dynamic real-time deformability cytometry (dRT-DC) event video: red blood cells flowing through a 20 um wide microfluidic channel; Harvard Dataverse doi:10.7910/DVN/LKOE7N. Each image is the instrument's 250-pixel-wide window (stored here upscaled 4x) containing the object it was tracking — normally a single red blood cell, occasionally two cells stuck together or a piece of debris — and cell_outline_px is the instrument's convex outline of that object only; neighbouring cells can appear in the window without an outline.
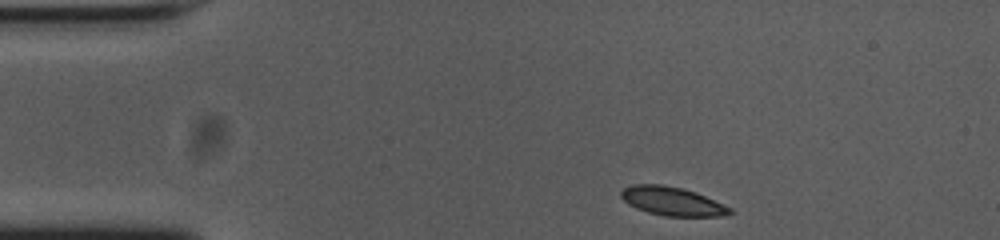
{"species": "common noctule bat (a hibernating species)", "species_latin": "Nyctalus noctula", "temperature_condition": "cold", "stored_images_in_passage": 46, "camera_frame_rate_fps": 3000, "um_per_image_px": 0.085, "animal": {"sex": "female", "body_mass_g": 23.0, "forearm_length_mm": 53.4}, "frame": {"image": 1, "passage_image": 1, "time_ms": 0.0, "image_size_px": [1000, 240], "cell_outline_px": [[732, 212], [724, 216], [664, 216], [648, 212], [636, 208], [628, 204], [620, 196], [620, 192], [624, 188], [632, 184], [660, 184], [680, 188], [696, 192], [732, 208]], "centroid_in_image_um": [57.12, 17.1], "position_along_channel_um": 27.9, "area_um2": 18.09}}
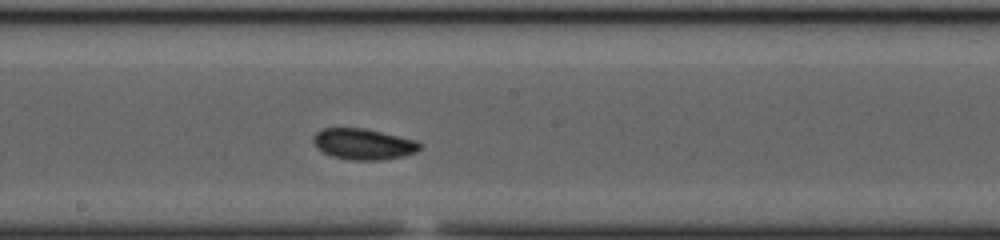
{"frame": {"image": 2, "passage_image": 21, "time_ms": 6.667, "image_size_px": [1000, 240], "cell_outline_px": [[420, 148], [416, 152], [404, 156], [380, 160], [352, 160], [332, 156], [316, 148], [312, 140], [312, 136], [320, 128], [364, 128], [416, 140], [420, 144]], "centroid_in_image_um": [30.85, 12.24], "position_along_channel_um": 217.4, "area_um2": 19.25}}
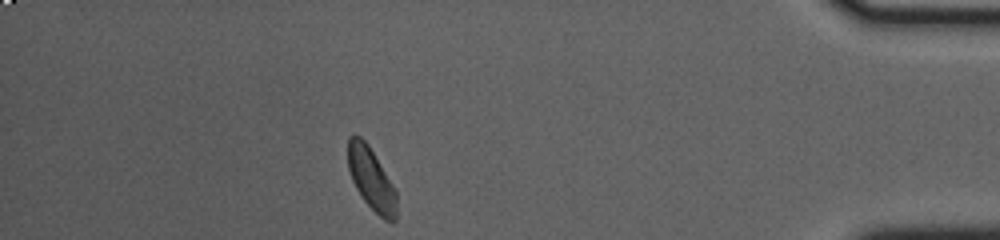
{"frame": {"image": 3, "passage_image": 40, "time_ms": 13.0, "image_size_px": [1000, 240], "cell_outline_px": [[396, 220], [392, 224], [384, 220], [364, 200], [356, 188], [352, 180], [348, 168], [348, 136], [356, 132], [368, 144], [396, 192]], "centroid_in_image_um": [31.54, 15.2], "position_along_channel_um": 403.7, "area_um2": 17.46}, "authors_computed_cell_mechanics": {"area_um2": 18.3804, "velocity_mm_per_s": 3.7091, "shape_relaxation_time_tau1_ms": 2.9009, "shape_relaxation_time_tau2_ms": null, "deformation_change_tau1": 0.1005, "deformation_change_tau2": null}}